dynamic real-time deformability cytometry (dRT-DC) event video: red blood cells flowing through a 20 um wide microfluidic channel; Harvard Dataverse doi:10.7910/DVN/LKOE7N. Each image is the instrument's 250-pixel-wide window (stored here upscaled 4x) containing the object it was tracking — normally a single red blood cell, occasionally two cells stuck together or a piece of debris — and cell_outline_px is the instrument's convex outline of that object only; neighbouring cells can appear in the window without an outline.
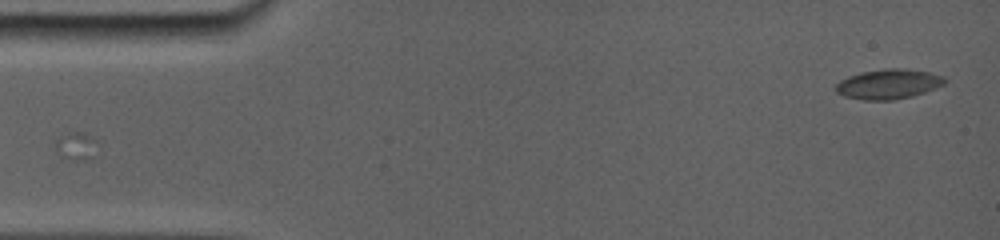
{"species": "common noctule bat (a hibernating species)", "species_latin": "Nyctalus noctula", "temperature_condition": "room temperature", "stored_images_in_passage": 40, "camera_frame_rate_fps": 5000, "um_per_image_px": 0.085, "animal": {"sex": "female", "body_mass_g": 19.0, "forearm_length_mm": 56.7}, "frame": {"image": 1, "passage_image": 1, "time_ms": 0.0, "image_size_px": [1000, 240], "cell_outline_px": [[948, 80], [944, 84], [936, 88], [912, 96], [892, 100], [864, 100], [844, 96], [836, 92], [832, 88], [840, 80], [848, 76], [860, 72], [884, 68], [904, 68], [928, 72], [944, 76]], "centroid_in_image_um": [75.5, 7.14], "position_along_channel_um": 9.5, "area_um2": 19.19}}
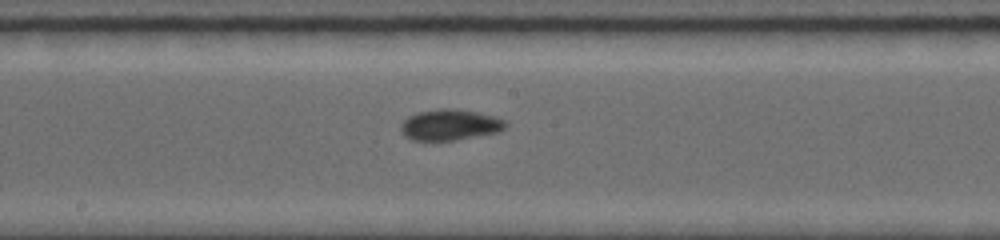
{"frame": {"image": 2, "passage_image": 23, "time_ms": 8.2, "image_size_px": [1000, 240], "cell_outline_px": [[508, 124], [504, 128], [496, 132], [452, 140], [412, 140], [404, 136], [400, 128], [404, 120], [408, 116], [420, 112], [440, 108], [444, 108], [476, 112], [492, 116], [504, 120]], "centroid_in_image_um": [38.2, 10.61], "position_along_channel_um": 210.0, "area_um2": 18.38}}
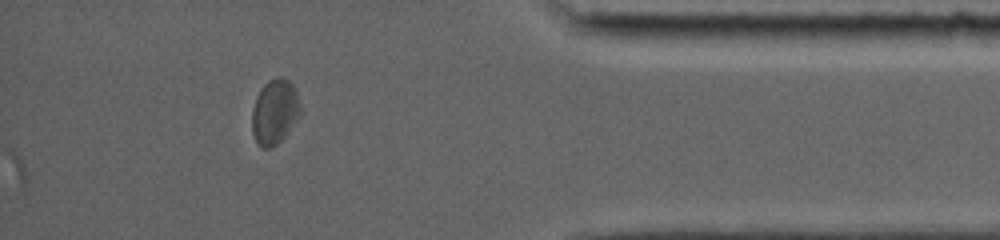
{"frame": {"image": 3, "passage_image": 40, "time_ms": 14.0, "image_size_px": [1000, 240], "cell_outline_px": [[300, 116], [288, 132], [272, 148], [260, 148], [256, 144], [252, 132], [252, 108], [256, 96], [260, 88], [268, 80], [280, 76], [288, 80], [292, 84], [296, 92], [300, 108]], "centroid_in_image_um": [23.32, 9.51], "position_along_channel_um": 411.9, "area_um2": 18.44}}